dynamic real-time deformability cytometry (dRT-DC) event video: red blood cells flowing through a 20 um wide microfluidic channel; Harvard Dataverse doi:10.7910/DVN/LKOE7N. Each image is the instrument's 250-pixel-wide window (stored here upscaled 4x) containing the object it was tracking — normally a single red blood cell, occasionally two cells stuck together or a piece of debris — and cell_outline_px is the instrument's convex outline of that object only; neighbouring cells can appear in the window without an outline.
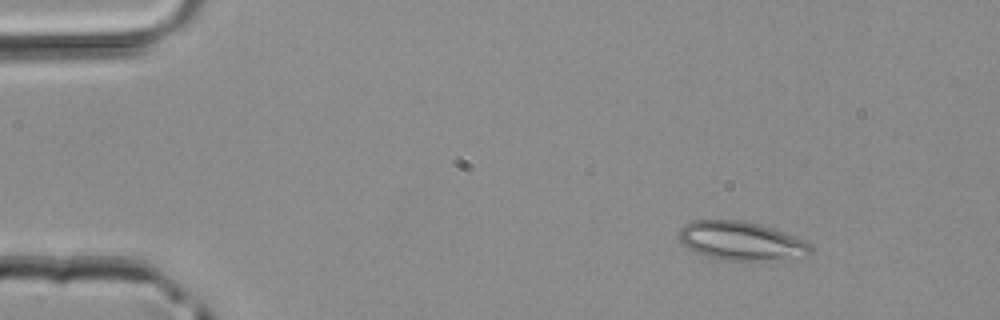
{"species": "common noctule bat (a hibernating species)", "species_latin": "Nyctalus noctula", "temperature_condition": "room temperature", "stored_images_in_passage": 3, "camera_frame_rate_fps": 3000, "um_per_image_px": 0.085, "animal": {"sex": "male", "body_mass_g": 20.4}, "frame": {"image": 1, "passage_image": 1, "time_ms": 0.0, "image_size_px": [1000, 320], "cell_outline_px": [[812, 252], [804, 256], [756, 260], [724, 260], [708, 256], [696, 252], [688, 248], [680, 240], [680, 228], [684, 224], [692, 220], [740, 220], [760, 224], [772, 228], [804, 240], [812, 248]], "centroid_in_image_um": [62.96, 20.46], "position_along_channel_um": 22.0, "area_um2": 29.13}}